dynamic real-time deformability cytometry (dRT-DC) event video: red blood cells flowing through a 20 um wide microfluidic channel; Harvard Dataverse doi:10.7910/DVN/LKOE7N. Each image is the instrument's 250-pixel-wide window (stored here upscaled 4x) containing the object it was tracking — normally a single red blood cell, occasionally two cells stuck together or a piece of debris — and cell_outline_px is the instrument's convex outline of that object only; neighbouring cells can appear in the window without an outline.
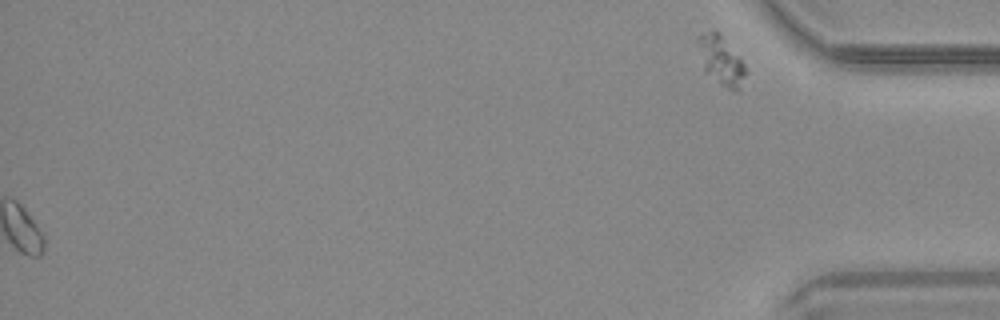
{"species": "common noctule bat (a hibernating species)", "species_latin": "Nyctalus noctula", "temperature_condition": "warm", "stored_images_in_passage": 37, "segment_of_instrument_passage": [2, 2], "camera_frame_rate_fps": 3000, "um_per_image_px": 0.085, "animal": {"sex": "male", "body_mass_g": 20.4}, "frame": {"image": 1, "passage_image": 37, "time_ms": 12.0, "image_size_px": [1000, 320], "cell_outline_px": [[748, 72], [736, 88], [728, 88], [720, 84], [704, 68], [696, 40], [700, 36], [712, 28], [720, 36], [744, 64]], "centroid_in_image_um": [61.26, 5.1], "position_along_channel_um": 373.9, "area_um2": 12.54}}